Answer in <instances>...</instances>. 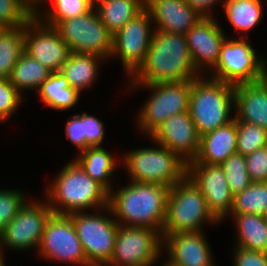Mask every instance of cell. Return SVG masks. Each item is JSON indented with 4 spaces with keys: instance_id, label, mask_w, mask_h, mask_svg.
Returning <instances> with one entry per match:
<instances>
[{
    "instance_id": "1",
    "label": "cell",
    "mask_w": 267,
    "mask_h": 266,
    "mask_svg": "<svg viewBox=\"0 0 267 266\" xmlns=\"http://www.w3.org/2000/svg\"><path fill=\"white\" fill-rule=\"evenodd\" d=\"M200 76L185 35L155 30L145 62L126 81L127 84H157L194 80Z\"/></svg>"
},
{
    "instance_id": "2",
    "label": "cell",
    "mask_w": 267,
    "mask_h": 266,
    "mask_svg": "<svg viewBox=\"0 0 267 266\" xmlns=\"http://www.w3.org/2000/svg\"><path fill=\"white\" fill-rule=\"evenodd\" d=\"M116 188L108 197V206L116 222L128 227H147L161 234L169 187L130 181Z\"/></svg>"
},
{
    "instance_id": "3",
    "label": "cell",
    "mask_w": 267,
    "mask_h": 266,
    "mask_svg": "<svg viewBox=\"0 0 267 266\" xmlns=\"http://www.w3.org/2000/svg\"><path fill=\"white\" fill-rule=\"evenodd\" d=\"M44 189L53 214L92 212L108 206L109 193L72 158Z\"/></svg>"
},
{
    "instance_id": "4",
    "label": "cell",
    "mask_w": 267,
    "mask_h": 266,
    "mask_svg": "<svg viewBox=\"0 0 267 266\" xmlns=\"http://www.w3.org/2000/svg\"><path fill=\"white\" fill-rule=\"evenodd\" d=\"M234 87L206 75L192 80L188 111L199 136L235 119Z\"/></svg>"
},
{
    "instance_id": "5",
    "label": "cell",
    "mask_w": 267,
    "mask_h": 266,
    "mask_svg": "<svg viewBox=\"0 0 267 266\" xmlns=\"http://www.w3.org/2000/svg\"><path fill=\"white\" fill-rule=\"evenodd\" d=\"M207 225L220 222L208 209L200 188L186 175L168 190L166 217L162 228V239L169 234L202 232Z\"/></svg>"
},
{
    "instance_id": "6",
    "label": "cell",
    "mask_w": 267,
    "mask_h": 266,
    "mask_svg": "<svg viewBox=\"0 0 267 266\" xmlns=\"http://www.w3.org/2000/svg\"><path fill=\"white\" fill-rule=\"evenodd\" d=\"M155 146L139 147L121 155L128 181L160 184L171 188L187 175V163L168 148L150 140Z\"/></svg>"
},
{
    "instance_id": "7",
    "label": "cell",
    "mask_w": 267,
    "mask_h": 266,
    "mask_svg": "<svg viewBox=\"0 0 267 266\" xmlns=\"http://www.w3.org/2000/svg\"><path fill=\"white\" fill-rule=\"evenodd\" d=\"M192 80L157 84H125L129 92L141 91L148 93L135 119L136 129L140 134L149 136L159 125L175 114L189 110V99ZM147 134V135H146Z\"/></svg>"
},
{
    "instance_id": "8",
    "label": "cell",
    "mask_w": 267,
    "mask_h": 266,
    "mask_svg": "<svg viewBox=\"0 0 267 266\" xmlns=\"http://www.w3.org/2000/svg\"><path fill=\"white\" fill-rule=\"evenodd\" d=\"M76 229L90 266H107L113 255L119 224L109 206L68 215Z\"/></svg>"
},
{
    "instance_id": "9",
    "label": "cell",
    "mask_w": 267,
    "mask_h": 266,
    "mask_svg": "<svg viewBox=\"0 0 267 266\" xmlns=\"http://www.w3.org/2000/svg\"><path fill=\"white\" fill-rule=\"evenodd\" d=\"M233 37L227 36L221 46L217 65L206 76L233 85L264 79L265 56L256 52L248 38Z\"/></svg>"
},
{
    "instance_id": "10",
    "label": "cell",
    "mask_w": 267,
    "mask_h": 266,
    "mask_svg": "<svg viewBox=\"0 0 267 266\" xmlns=\"http://www.w3.org/2000/svg\"><path fill=\"white\" fill-rule=\"evenodd\" d=\"M44 200L29 198L21 207L15 218L0 233V253L5 255L6 249L17 252L36 249L37 252L46 222L53 214L47 200Z\"/></svg>"
},
{
    "instance_id": "11",
    "label": "cell",
    "mask_w": 267,
    "mask_h": 266,
    "mask_svg": "<svg viewBox=\"0 0 267 266\" xmlns=\"http://www.w3.org/2000/svg\"><path fill=\"white\" fill-rule=\"evenodd\" d=\"M55 28L70 52L94 54L111 61L113 34L101 22L95 7L84 15L60 21Z\"/></svg>"
},
{
    "instance_id": "12",
    "label": "cell",
    "mask_w": 267,
    "mask_h": 266,
    "mask_svg": "<svg viewBox=\"0 0 267 266\" xmlns=\"http://www.w3.org/2000/svg\"><path fill=\"white\" fill-rule=\"evenodd\" d=\"M154 32L151 14L145 8L113 34L110 58H119L128 79L145 62Z\"/></svg>"
},
{
    "instance_id": "13",
    "label": "cell",
    "mask_w": 267,
    "mask_h": 266,
    "mask_svg": "<svg viewBox=\"0 0 267 266\" xmlns=\"http://www.w3.org/2000/svg\"><path fill=\"white\" fill-rule=\"evenodd\" d=\"M162 247L163 239L157 230L120 225L107 266H155L160 255H165Z\"/></svg>"
},
{
    "instance_id": "14",
    "label": "cell",
    "mask_w": 267,
    "mask_h": 266,
    "mask_svg": "<svg viewBox=\"0 0 267 266\" xmlns=\"http://www.w3.org/2000/svg\"><path fill=\"white\" fill-rule=\"evenodd\" d=\"M37 256L44 261L72 266H90L87 263L80 239L68 215L52 214L44 227Z\"/></svg>"
},
{
    "instance_id": "15",
    "label": "cell",
    "mask_w": 267,
    "mask_h": 266,
    "mask_svg": "<svg viewBox=\"0 0 267 266\" xmlns=\"http://www.w3.org/2000/svg\"><path fill=\"white\" fill-rule=\"evenodd\" d=\"M24 52L51 72L60 71L70 53L58 30L36 15L25 25Z\"/></svg>"
},
{
    "instance_id": "16",
    "label": "cell",
    "mask_w": 267,
    "mask_h": 266,
    "mask_svg": "<svg viewBox=\"0 0 267 266\" xmlns=\"http://www.w3.org/2000/svg\"><path fill=\"white\" fill-rule=\"evenodd\" d=\"M187 175L200 188L211 214L223 223L228 219L234 195L230 192L226 176L220 165L188 163Z\"/></svg>"
},
{
    "instance_id": "17",
    "label": "cell",
    "mask_w": 267,
    "mask_h": 266,
    "mask_svg": "<svg viewBox=\"0 0 267 266\" xmlns=\"http://www.w3.org/2000/svg\"><path fill=\"white\" fill-rule=\"evenodd\" d=\"M147 139L168 148L187 164L198 156L200 136L189 111L171 116Z\"/></svg>"
},
{
    "instance_id": "18",
    "label": "cell",
    "mask_w": 267,
    "mask_h": 266,
    "mask_svg": "<svg viewBox=\"0 0 267 266\" xmlns=\"http://www.w3.org/2000/svg\"><path fill=\"white\" fill-rule=\"evenodd\" d=\"M218 21L216 17L201 18L185 35L194 67L201 75L217 65L228 35Z\"/></svg>"
},
{
    "instance_id": "19",
    "label": "cell",
    "mask_w": 267,
    "mask_h": 266,
    "mask_svg": "<svg viewBox=\"0 0 267 266\" xmlns=\"http://www.w3.org/2000/svg\"><path fill=\"white\" fill-rule=\"evenodd\" d=\"M206 233L186 232L163 238L162 251L177 266H217Z\"/></svg>"
},
{
    "instance_id": "20",
    "label": "cell",
    "mask_w": 267,
    "mask_h": 266,
    "mask_svg": "<svg viewBox=\"0 0 267 266\" xmlns=\"http://www.w3.org/2000/svg\"><path fill=\"white\" fill-rule=\"evenodd\" d=\"M155 30L184 34L201 20L185 0H145Z\"/></svg>"
},
{
    "instance_id": "21",
    "label": "cell",
    "mask_w": 267,
    "mask_h": 266,
    "mask_svg": "<svg viewBox=\"0 0 267 266\" xmlns=\"http://www.w3.org/2000/svg\"><path fill=\"white\" fill-rule=\"evenodd\" d=\"M235 120L267 130V78L234 87Z\"/></svg>"
},
{
    "instance_id": "22",
    "label": "cell",
    "mask_w": 267,
    "mask_h": 266,
    "mask_svg": "<svg viewBox=\"0 0 267 266\" xmlns=\"http://www.w3.org/2000/svg\"><path fill=\"white\" fill-rule=\"evenodd\" d=\"M237 153V121L200 136L198 156L189 163L221 165L230 155Z\"/></svg>"
},
{
    "instance_id": "23",
    "label": "cell",
    "mask_w": 267,
    "mask_h": 266,
    "mask_svg": "<svg viewBox=\"0 0 267 266\" xmlns=\"http://www.w3.org/2000/svg\"><path fill=\"white\" fill-rule=\"evenodd\" d=\"M116 158L104 146L88 147L75 155V158L73 157L83 170L108 193L115 188L112 184L120 165L117 162L122 163V157L119 161Z\"/></svg>"
},
{
    "instance_id": "24",
    "label": "cell",
    "mask_w": 267,
    "mask_h": 266,
    "mask_svg": "<svg viewBox=\"0 0 267 266\" xmlns=\"http://www.w3.org/2000/svg\"><path fill=\"white\" fill-rule=\"evenodd\" d=\"M103 62L106 63L107 61L94 54L70 52L60 72L68 80L69 86L81 94L84 90L91 89L97 83L99 70L101 64H104Z\"/></svg>"
},
{
    "instance_id": "25",
    "label": "cell",
    "mask_w": 267,
    "mask_h": 266,
    "mask_svg": "<svg viewBox=\"0 0 267 266\" xmlns=\"http://www.w3.org/2000/svg\"><path fill=\"white\" fill-rule=\"evenodd\" d=\"M235 227L233 246L267 253V221L258 214H230Z\"/></svg>"
},
{
    "instance_id": "26",
    "label": "cell",
    "mask_w": 267,
    "mask_h": 266,
    "mask_svg": "<svg viewBox=\"0 0 267 266\" xmlns=\"http://www.w3.org/2000/svg\"><path fill=\"white\" fill-rule=\"evenodd\" d=\"M264 7L261 0H226L222 12L234 32H238L236 38H248L250 31L262 22Z\"/></svg>"
},
{
    "instance_id": "27",
    "label": "cell",
    "mask_w": 267,
    "mask_h": 266,
    "mask_svg": "<svg viewBox=\"0 0 267 266\" xmlns=\"http://www.w3.org/2000/svg\"><path fill=\"white\" fill-rule=\"evenodd\" d=\"M36 93L45 106L61 112L73 109L82 96L69 86L68 80L60 71L52 72Z\"/></svg>"
},
{
    "instance_id": "28",
    "label": "cell",
    "mask_w": 267,
    "mask_h": 266,
    "mask_svg": "<svg viewBox=\"0 0 267 266\" xmlns=\"http://www.w3.org/2000/svg\"><path fill=\"white\" fill-rule=\"evenodd\" d=\"M101 22L114 34L145 9V0H94Z\"/></svg>"
},
{
    "instance_id": "29",
    "label": "cell",
    "mask_w": 267,
    "mask_h": 266,
    "mask_svg": "<svg viewBox=\"0 0 267 266\" xmlns=\"http://www.w3.org/2000/svg\"><path fill=\"white\" fill-rule=\"evenodd\" d=\"M93 7L94 0H35V15L55 27L60 21L84 15Z\"/></svg>"
},
{
    "instance_id": "30",
    "label": "cell",
    "mask_w": 267,
    "mask_h": 266,
    "mask_svg": "<svg viewBox=\"0 0 267 266\" xmlns=\"http://www.w3.org/2000/svg\"><path fill=\"white\" fill-rule=\"evenodd\" d=\"M52 72L39 61L23 52L13 67L10 83L25 97L27 91H38Z\"/></svg>"
},
{
    "instance_id": "31",
    "label": "cell",
    "mask_w": 267,
    "mask_h": 266,
    "mask_svg": "<svg viewBox=\"0 0 267 266\" xmlns=\"http://www.w3.org/2000/svg\"><path fill=\"white\" fill-rule=\"evenodd\" d=\"M25 25L17 28H4L0 33V76L6 79L24 52Z\"/></svg>"
},
{
    "instance_id": "32",
    "label": "cell",
    "mask_w": 267,
    "mask_h": 266,
    "mask_svg": "<svg viewBox=\"0 0 267 266\" xmlns=\"http://www.w3.org/2000/svg\"><path fill=\"white\" fill-rule=\"evenodd\" d=\"M230 214H267V182H253L233 197Z\"/></svg>"
},
{
    "instance_id": "33",
    "label": "cell",
    "mask_w": 267,
    "mask_h": 266,
    "mask_svg": "<svg viewBox=\"0 0 267 266\" xmlns=\"http://www.w3.org/2000/svg\"><path fill=\"white\" fill-rule=\"evenodd\" d=\"M35 16V0H0V25L17 28Z\"/></svg>"
},
{
    "instance_id": "34",
    "label": "cell",
    "mask_w": 267,
    "mask_h": 266,
    "mask_svg": "<svg viewBox=\"0 0 267 266\" xmlns=\"http://www.w3.org/2000/svg\"><path fill=\"white\" fill-rule=\"evenodd\" d=\"M220 166L233 195L242 192L253 183L247 171L244 155L239 153L230 155Z\"/></svg>"
},
{
    "instance_id": "35",
    "label": "cell",
    "mask_w": 267,
    "mask_h": 266,
    "mask_svg": "<svg viewBox=\"0 0 267 266\" xmlns=\"http://www.w3.org/2000/svg\"><path fill=\"white\" fill-rule=\"evenodd\" d=\"M267 146V130L242 121H237V153L244 156Z\"/></svg>"
},
{
    "instance_id": "36",
    "label": "cell",
    "mask_w": 267,
    "mask_h": 266,
    "mask_svg": "<svg viewBox=\"0 0 267 266\" xmlns=\"http://www.w3.org/2000/svg\"><path fill=\"white\" fill-rule=\"evenodd\" d=\"M25 193L17 188L0 189V233L29 199Z\"/></svg>"
},
{
    "instance_id": "37",
    "label": "cell",
    "mask_w": 267,
    "mask_h": 266,
    "mask_svg": "<svg viewBox=\"0 0 267 266\" xmlns=\"http://www.w3.org/2000/svg\"><path fill=\"white\" fill-rule=\"evenodd\" d=\"M24 96L10 83L9 79L0 76V124L9 122L18 108L24 103Z\"/></svg>"
},
{
    "instance_id": "38",
    "label": "cell",
    "mask_w": 267,
    "mask_h": 266,
    "mask_svg": "<svg viewBox=\"0 0 267 266\" xmlns=\"http://www.w3.org/2000/svg\"><path fill=\"white\" fill-rule=\"evenodd\" d=\"M104 123L94 115L83 111V136L85 137V149L88 147L103 146L105 141Z\"/></svg>"
},
{
    "instance_id": "39",
    "label": "cell",
    "mask_w": 267,
    "mask_h": 266,
    "mask_svg": "<svg viewBox=\"0 0 267 266\" xmlns=\"http://www.w3.org/2000/svg\"><path fill=\"white\" fill-rule=\"evenodd\" d=\"M245 162L253 182H267V146L246 155Z\"/></svg>"
},
{
    "instance_id": "40",
    "label": "cell",
    "mask_w": 267,
    "mask_h": 266,
    "mask_svg": "<svg viewBox=\"0 0 267 266\" xmlns=\"http://www.w3.org/2000/svg\"><path fill=\"white\" fill-rule=\"evenodd\" d=\"M65 135L68 141L77 149V153L85 150V137L83 136V111L68 118L65 123Z\"/></svg>"
},
{
    "instance_id": "41",
    "label": "cell",
    "mask_w": 267,
    "mask_h": 266,
    "mask_svg": "<svg viewBox=\"0 0 267 266\" xmlns=\"http://www.w3.org/2000/svg\"><path fill=\"white\" fill-rule=\"evenodd\" d=\"M232 266H267V253L232 247Z\"/></svg>"
},
{
    "instance_id": "42",
    "label": "cell",
    "mask_w": 267,
    "mask_h": 266,
    "mask_svg": "<svg viewBox=\"0 0 267 266\" xmlns=\"http://www.w3.org/2000/svg\"><path fill=\"white\" fill-rule=\"evenodd\" d=\"M226 0H185V2L202 18H214L213 8L219 3L223 8L224 2ZM219 2V3H218ZM213 12V13H212Z\"/></svg>"
},
{
    "instance_id": "43",
    "label": "cell",
    "mask_w": 267,
    "mask_h": 266,
    "mask_svg": "<svg viewBox=\"0 0 267 266\" xmlns=\"http://www.w3.org/2000/svg\"><path fill=\"white\" fill-rule=\"evenodd\" d=\"M165 259L163 258V262H161L162 266H177L176 264H173L171 261H169L167 258Z\"/></svg>"
},
{
    "instance_id": "44",
    "label": "cell",
    "mask_w": 267,
    "mask_h": 266,
    "mask_svg": "<svg viewBox=\"0 0 267 266\" xmlns=\"http://www.w3.org/2000/svg\"><path fill=\"white\" fill-rule=\"evenodd\" d=\"M6 256L0 253V266H6Z\"/></svg>"
},
{
    "instance_id": "45",
    "label": "cell",
    "mask_w": 267,
    "mask_h": 266,
    "mask_svg": "<svg viewBox=\"0 0 267 266\" xmlns=\"http://www.w3.org/2000/svg\"><path fill=\"white\" fill-rule=\"evenodd\" d=\"M265 71L267 73V57L265 58Z\"/></svg>"
},
{
    "instance_id": "46",
    "label": "cell",
    "mask_w": 267,
    "mask_h": 266,
    "mask_svg": "<svg viewBox=\"0 0 267 266\" xmlns=\"http://www.w3.org/2000/svg\"><path fill=\"white\" fill-rule=\"evenodd\" d=\"M3 29H4V28L0 25V33L2 32Z\"/></svg>"
}]
</instances>
